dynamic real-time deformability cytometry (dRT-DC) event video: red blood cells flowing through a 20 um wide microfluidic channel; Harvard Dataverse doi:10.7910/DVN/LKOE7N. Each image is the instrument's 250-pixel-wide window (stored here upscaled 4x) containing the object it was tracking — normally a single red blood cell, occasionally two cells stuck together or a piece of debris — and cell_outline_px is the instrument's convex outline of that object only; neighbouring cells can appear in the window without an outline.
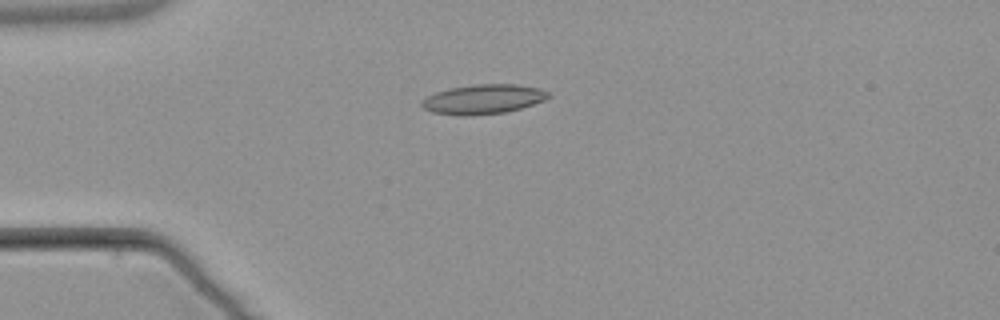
{"species": "common noctule bat (a hibernating species)", "species_latin": "Nyctalus noctula", "temperature_condition": "warm", "stored_images_in_passage": 5, "camera_frame_rate_fps": 3000, "um_per_image_px": 0.085, "animal": {"sex": "male", "body_mass_g": 21.5, "forearm_length_mm": 52.0}, "frame": {"image": 1, "passage_image": 3, "time_ms": 3.667, "image_size_px": [1000, 320], "cell_outline_px": [[552, 96], [544, 100], [520, 108], [504, 112], [468, 116], [460, 116], [432, 112], [424, 108], [420, 104], [420, 100], [436, 92], [448, 88], [476, 84], [516, 84], [540, 88], [548, 92]], "centroid_in_image_um": [41.05, 8.43], "position_along_channel_um": 43.9, "area_um2": 21.85}}
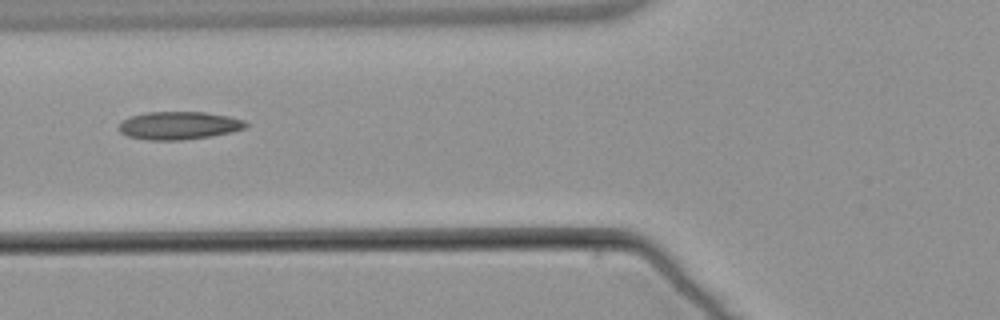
{"frame": {"image": 2, "passage_image": 5, "time_ms": 6.0, "image_size_px": [1000, 320], "cell_outline_px": [[248, 128], [232, 132], [212, 136], [184, 140], [148, 140], [128, 136], [120, 132], [120, 124], [124, 120], [132, 116], [148, 112], [204, 112], [228, 116], [244, 120], [248, 124]], "centroid_in_image_um": [15.27, 10.67], "position_along_channel_um": 110.5, "area_um2": 20.63}}